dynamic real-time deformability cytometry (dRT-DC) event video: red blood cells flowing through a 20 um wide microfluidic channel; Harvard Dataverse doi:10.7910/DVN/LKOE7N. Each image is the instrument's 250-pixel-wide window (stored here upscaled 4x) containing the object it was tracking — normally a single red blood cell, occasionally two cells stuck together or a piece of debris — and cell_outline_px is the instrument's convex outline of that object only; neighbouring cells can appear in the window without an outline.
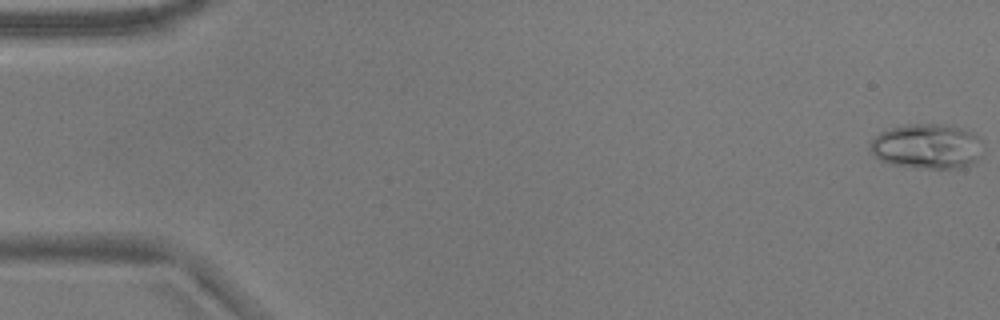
{"species": "common noctule bat (a hibernating species)", "species_latin": "Nyctalus noctula", "temperature_condition": "warm", "stored_images_in_passage": 15, "camera_frame_rate_fps": 3000, "um_per_image_px": 0.085, "animal": {"sex": "male", "body_mass_g": 17.9}, "frame": {"image": 1, "passage_image": 1, "time_ms": 0.0, "image_size_px": [1000, 320], "cell_outline_px": [[980, 140], [976, 160], [972, 164], [956, 168], [928, 168], [892, 164], [880, 160], [868, 152], [868, 144], [880, 132], [904, 124], [940, 124], [960, 128], [972, 132]], "centroid_in_image_um": [78.7, 12.43], "position_along_channel_um": 6.3, "area_um2": 29.19}}